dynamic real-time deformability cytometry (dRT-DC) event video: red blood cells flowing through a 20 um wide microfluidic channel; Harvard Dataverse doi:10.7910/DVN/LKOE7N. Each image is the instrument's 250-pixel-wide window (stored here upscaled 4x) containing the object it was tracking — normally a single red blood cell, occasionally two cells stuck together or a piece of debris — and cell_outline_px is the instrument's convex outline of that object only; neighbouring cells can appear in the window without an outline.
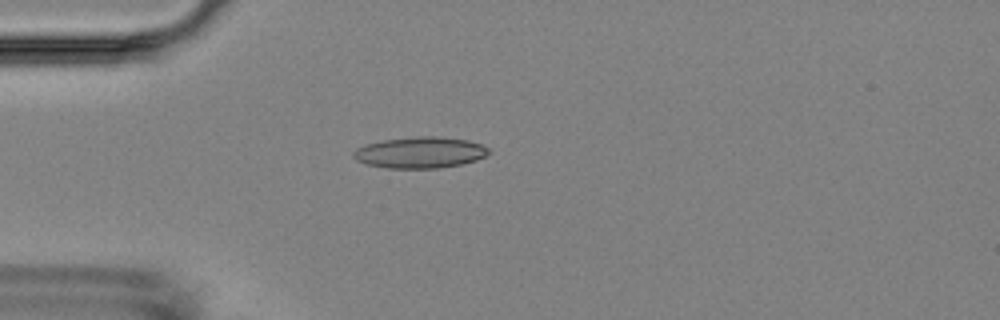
{"species": "Egyptian fruit bat (a non-hibernating species)", "species_latin": "Rousettus aegyptiacus", "temperature_condition": "room temperature", "stored_images_in_passage": 1, "camera_frame_rate_fps": 3000, "um_per_image_px": 0.085, "animal": {"sex": "female"}, "frame": {"image": 1, "passage_image": 1, "time_ms": 0.0, "image_size_px": [1000, 320], "cell_outline_px": [[492, 152], [476, 160], [460, 164], [440, 168], [388, 168], [368, 164], [356, 160], [352, 156], [352, 152], [356, 148], [364, 144], [384, 140], [416, 136], [436, 136], [468, 140], [480, 144], [488, 148]], "centroid_in_image_um": [35.69, 12.96], "position_along_channel_um": 49.3, "area_um2": 24.62}}